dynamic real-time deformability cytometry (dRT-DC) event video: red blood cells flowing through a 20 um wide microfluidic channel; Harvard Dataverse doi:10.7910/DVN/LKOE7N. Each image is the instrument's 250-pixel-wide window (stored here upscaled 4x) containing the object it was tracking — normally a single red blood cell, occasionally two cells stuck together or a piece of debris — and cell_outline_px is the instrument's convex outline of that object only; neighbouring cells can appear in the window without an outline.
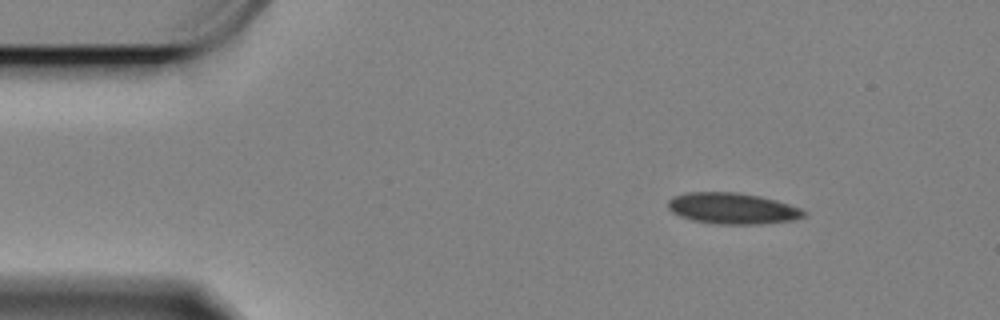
{"species": "Egyptian fruit bat (a non-hibernating species)", "species_latin": "Rousettus aegyptiacus", "temperature_condition": "cold", "stored_images_in_passage": 52, "camera_frame_rate_fps": 3000, "um_per_image_px": 0.085, "animal": {"sex": "female"}, "frame": {"image": 1, "passage_image": 1, "time_ms": 0.0, "image_size_px": [1000, 320], "cell_outline_px": [[808, 216], [792, 220], [760, 224], [724, 224], [692, 220], [680, 216], [672, 212], [668, 208], [668, 200], [672, 196], [688, 192], [736, 192], [760, 196], [776, 200], [800, 208], [808, 212]], "centroid_in_image_um": [62.27, 17.71], "position_along_channel_um": 22.7, "area_um2": 24.68}}
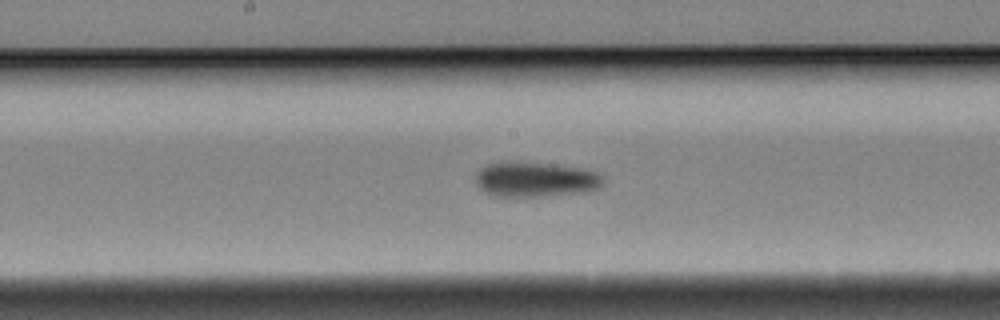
{"frame": {"image": 2, "passage_image": 23, "time_ms": 7.333, "image_size_px": [1000, 320], "cell_outline_px": [[604, 180], [596, 188], [588, 192], [548, 196], [492, 196], [484, 192], [476, 184], [476, 172], [480, 168], [488, 164], [500, 160], [552, 164], [580, 168], [596, 172]], "centroid_in_image_um": [45.44, 15.24], "position_along_channel_um": 202.8, "area_um2": 26.24}}
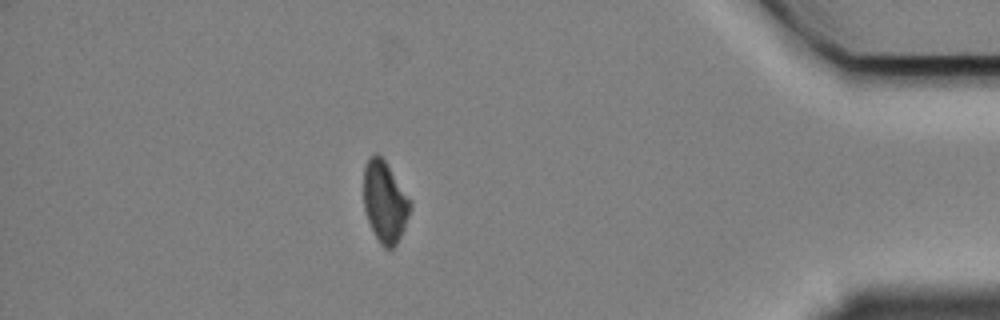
{"frame": {"image": 3, "passage_image": 45, "time_ms": 14.667, "image_size_px": [1000, 320], "cell_outline_px": [[412, 208], [404, 228], [396, 244], [392, 248], [384, 248], [380, 244], [368, 220], [364, 208], [364, 168], [368, 160], [376, 152], [384, 160], [412, 200]], "centroid_in_image_um": [32.73, 17.16], "position_along_channel_um": 402.5, "area_um2": 21.91}, "authors_computed_cell_mechanics": {"area_um2": 24.6517, "velocity_mm_per_s": 3.329, "shape_relaxation_time_tau1_ms": 5.1126, "shape_relaxation_time_tau2_ms": null, "deformation_change_tau1": 0.0821, "deformation_change_tau2": null}}